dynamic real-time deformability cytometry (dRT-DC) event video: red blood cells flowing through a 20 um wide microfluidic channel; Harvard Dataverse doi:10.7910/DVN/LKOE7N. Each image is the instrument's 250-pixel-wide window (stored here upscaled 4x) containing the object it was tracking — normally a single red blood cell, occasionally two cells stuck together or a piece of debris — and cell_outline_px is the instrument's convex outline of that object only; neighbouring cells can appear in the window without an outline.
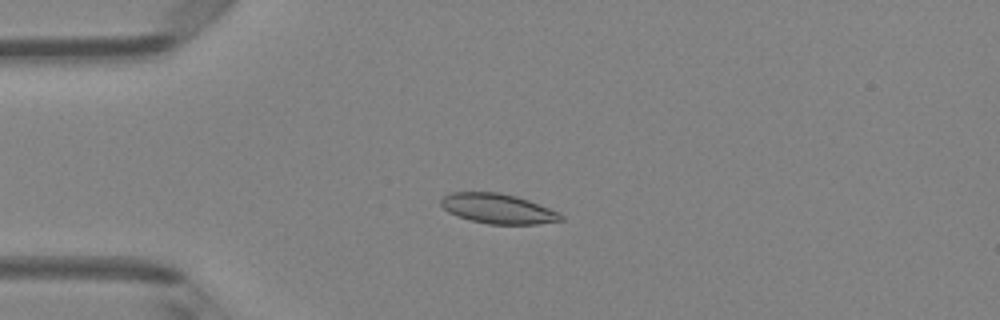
{"species": "Egyptian fruit bat (a non-hibernating species)", "species_latin": "Rousettus aegyptiacus", "temperature_condition": "room temperature", "stored_images_in_passage": 6, "camera_frame_rate_fps": 3000, "um_per_image_px": 0.085, "animal": {"sex": "female"}, "frame": {"image": 1, "passage_image": 3, "time_ms": 2.333, "image_size_px": [1000, 320], "cell_outline_px": [[564, 220], [536, 224], [488, 224], [472, 220], [448, 212], [440, 204], [440, 200], [444, 196], [452, 192], [500, 192], [516, 196], [528, 200], [560, 212], [564, 216]], "centroid_in_image_um": [42.35, 17.73], "position_along_channel_um": 42.6, "area_um2": 20.81}}
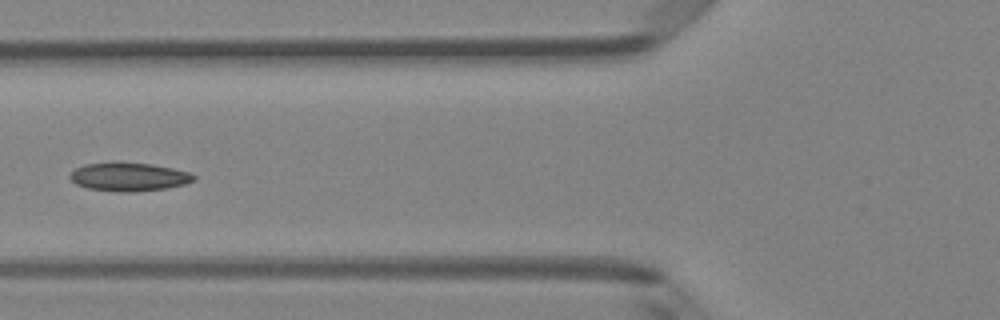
{"frame": {"image": 2, "passage_image": 5, "time_ms": 4.667, "image_size_px": [1000, 320], "cell_outline_px": [[196, 180], [184, 184], [168, 188], [136, 192], [120, 192], [88, 188], [76, 184], [68, 176], [76, 168], [84, 164], [112, 160], [120, 160], [152, 164], [192, 172], [196, 176]], "centroid_in_image_um": [10.97, 15.0], "position_along_channel_um": 114.8, "area_um2": 21.27}}
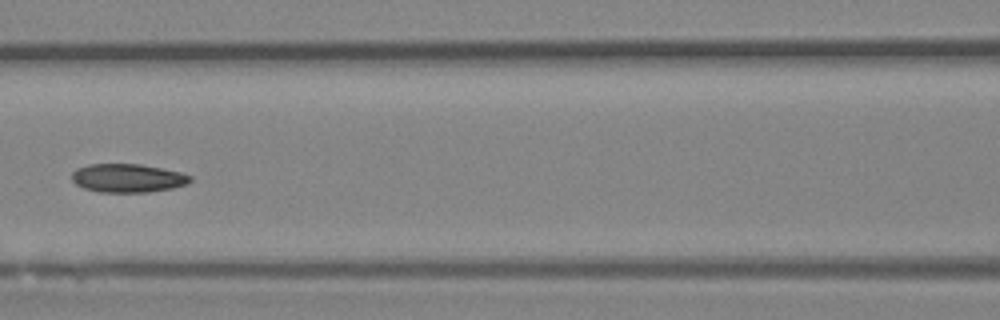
{"frame": {"image": 3, "passage_image": 6, "time_ms": 5.667, "image_size_px": [1000, 320], "cell_outline_px": [[192, 180], [188, 184], [172, 188], [148, 192], [100, 192], [84, 188], [76, 184], [72, 180], [72, 172], [76, 168], [88, 164], [140, 164], [164, 168], [180, 172], [192, 176]], "centroid_in_image_um": [10.87, 15.13], "position_along_channel_um": 155.7, "area_um2": 19.83}}